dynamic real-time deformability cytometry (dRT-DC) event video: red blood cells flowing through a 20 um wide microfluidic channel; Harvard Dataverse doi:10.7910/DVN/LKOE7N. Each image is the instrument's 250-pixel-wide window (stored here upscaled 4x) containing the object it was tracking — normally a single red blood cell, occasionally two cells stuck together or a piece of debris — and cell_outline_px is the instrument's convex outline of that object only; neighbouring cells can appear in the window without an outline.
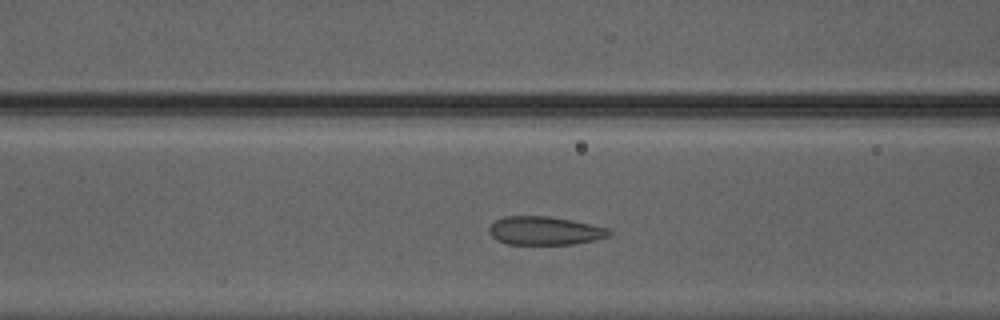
{"species": "Egyptian fruit bat (a non-hibernating species)", "species_latin": "Rousettus aegyptiacus", "temperature_condition": "warm", "stored_images_in_passage": 36, "camera_frame_rate_fps": 3000, "um_per_image_px": 0.085, "animal": {"sex": "male"}, "frame": {"image": 1, "passage_image": 7, "time_ms": 2.0, "image_size_px": [1000, 320], "cell_outline_px": [[612, 232], [608, 236], [592, 240], [572, 244], [508, 244], [496, 240], [488, 232], [488, 228], [496, 220], [504, 216], [548, 216], [572, 220], [592, 224], [608, 228]], "centroid_in_image_um": [46.28, 19.6], "position_along_channel_um": 120.3, "area_um2": 19.83}}
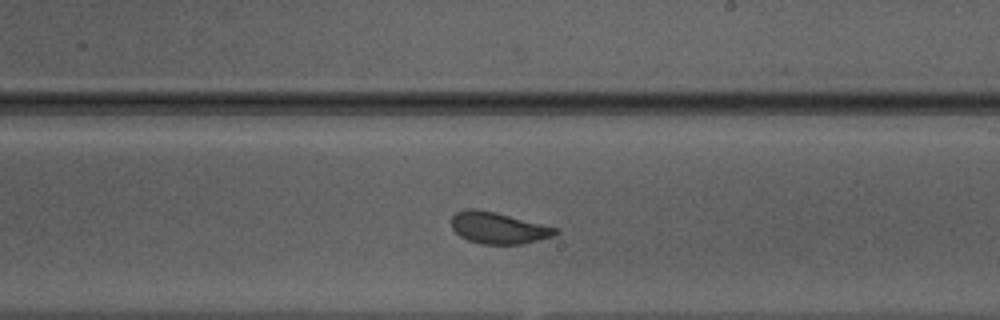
{"frame": {"image": 2, "passage_image": 16, "time_ms": 5.0, "image_size_px": [1000, 320], "cell_outline_px": [[560, 232], [552, 236], [520, 244], [480, 244], [468, 240], [460, 236], [452, 228], [452, 216], [456, 212], [464, 208], [476, 208], [496, 212], [560, 228]], "centroid_in_image_um": [42.36, 19.36], "position_along_channel_um": 246.6, "area_um2": 19.25}}
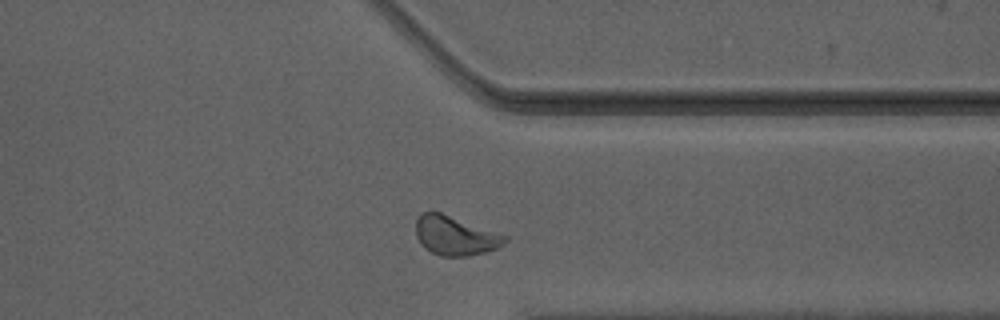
{"frame": {"image": 3, "passage_image": 25, "time_ms": 8.0, "image_size_px": [1000, 320], "cell_outline_px": [[508, 240], [504, 244], [496, 248], [484, 252], [468, 256], [440, 256], [424, 248], [420, 244], [416, 236], [416, 220], [420, 212], [440, 212], [508, 236]], "centroid_in_image_um": [38.67, 20.03], "position_along_channel_um": 372.7, "area_um2": 20.29}, "authors_computed_cell_mechanics": {"area_um2": 19.7965, "velocity_mm_per_s": 4.2182, "shape_relaxation_time_tau1_ms": null, "shape_relaxation_time_tau2_ms": 0.5466, "deformation_change_tau1": null, "deformation_change_tau2": 0.0715}}